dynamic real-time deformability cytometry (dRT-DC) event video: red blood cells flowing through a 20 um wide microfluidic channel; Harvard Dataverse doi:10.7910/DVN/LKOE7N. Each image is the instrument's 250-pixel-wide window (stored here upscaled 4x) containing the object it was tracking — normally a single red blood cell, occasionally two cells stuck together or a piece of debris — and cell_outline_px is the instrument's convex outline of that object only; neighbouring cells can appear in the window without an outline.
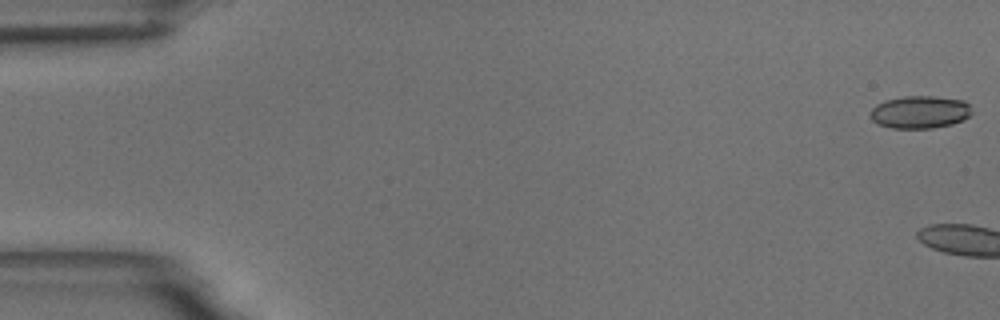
{"species": "common noctule bat (a hibernating species)", "species_latin": "Nyctalus noctula", "temperature_condition": "room temperature", "stored_images_in_passage": 4, "camera_frame_rate_fps": 3000, "um_per_image_px": 0.085, "animal": {"sex": "male", "body_mass_g": 18.8}, "frame": {"image": 1, "passage_image": 1, "time_ms": 0.0, "image_size_px": [1000, 320], "cell_outline_px": [[972, 112], [968, 116], [952, 124], [932, 128], [892, 128], [880, 124], [872, 120], [868, 116], [872, 108], [876, 104], [884, 100], [904, 96], [936, 96], [964, 100], [968, 104]], "centroid_in_image_um": [78.16, 9.51], "position_along_channel_um": 6.8, "area_um2": 19.31}}